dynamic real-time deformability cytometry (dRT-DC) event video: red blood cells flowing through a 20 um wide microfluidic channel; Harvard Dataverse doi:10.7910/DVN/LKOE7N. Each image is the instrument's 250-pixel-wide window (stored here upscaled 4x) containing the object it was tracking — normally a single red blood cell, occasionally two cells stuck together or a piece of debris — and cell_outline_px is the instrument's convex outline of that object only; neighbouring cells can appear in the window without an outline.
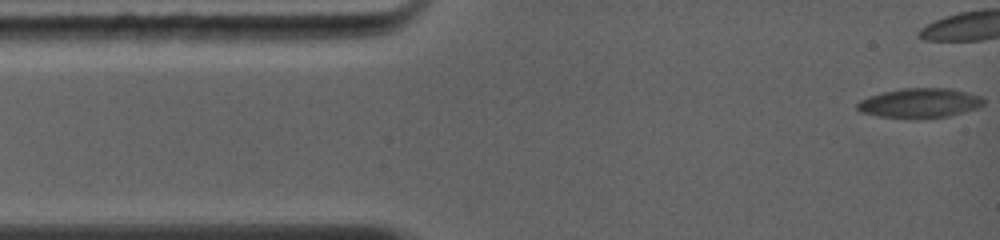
{"species": "common noctule bat (a hibernating species)", "species_latin": "Nyctalus noctula", "temperature_condition": "warm", "stored_images_in_passage": 38, "camera_frame_rate_fps": 5000, "um_per_image_px": 0.085, "animal": {"sex": "female", "body_mass_g": 19.0, "forearm_length_mm": 56.7}, "frame": {"image": 1, "passage_image": 1, "time_ms": 0.0, "image_size_px": [1000, 240], "cell_outline_px": [[984, 104], [976, 108], [948, 116], [880, 116], [860, 112], [856, 108], [856, 104], [860, 100], [884, 92], [904, 88], [948, 88], [980, 96], [984, 100]], "centroid_in_image_um": [78.17, 8.72], "position_along_channel_um": 6.8, "area_um2": 20.75}, "authors_computed_cell_mechanics": {"area_um2": 20.7213, "velocity_mm_per_s": 4.1219, "shape_relaxation_time_tau1_ms": 4.6994, "shape_relaxation_time_tau2_ms": null, "deformation_change_tau1": 0.1523, "deformation_change_tau2": null}}